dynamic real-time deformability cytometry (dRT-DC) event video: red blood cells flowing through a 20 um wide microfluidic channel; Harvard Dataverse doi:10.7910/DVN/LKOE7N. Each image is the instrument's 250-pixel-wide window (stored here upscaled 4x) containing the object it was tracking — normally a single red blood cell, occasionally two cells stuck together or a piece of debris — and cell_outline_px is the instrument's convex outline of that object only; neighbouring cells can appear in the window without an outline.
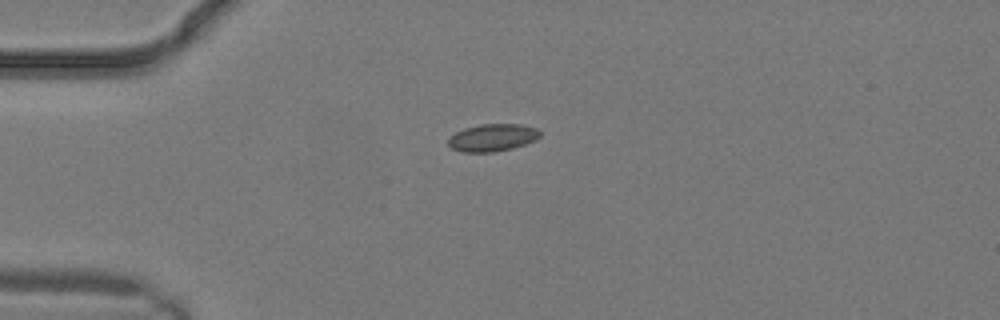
{"species": "common noctule bat (a hibernating species)", "species_latin": "Nyctalus noctula", "temperature_condition": "warm", "stored_images_in_passage": 2, "camera_frame_rate_fps": 3000, "um_per_image_px": 0.085, "animal": {"sex": "male", "body_mass_g": 19.2, "forearm_length_mm": 51.8}, "frame": {"image": 1, "passage_image": 2, "time_ms": 0.333, "image_size_px": [1000, 320], "cell_outline_px": [[540, 136], [536, 140], [512, 148], [492, 152], [464, 152], [452, 148], [448, 144], [448, 136], [464, 128], [480, 124], [520, 124], [536, 128], [540, 132]], "centroid_in_image_um": [41.84, 11.69], "position_along_channel_um": 43.2, "area_um2": 14.62}}